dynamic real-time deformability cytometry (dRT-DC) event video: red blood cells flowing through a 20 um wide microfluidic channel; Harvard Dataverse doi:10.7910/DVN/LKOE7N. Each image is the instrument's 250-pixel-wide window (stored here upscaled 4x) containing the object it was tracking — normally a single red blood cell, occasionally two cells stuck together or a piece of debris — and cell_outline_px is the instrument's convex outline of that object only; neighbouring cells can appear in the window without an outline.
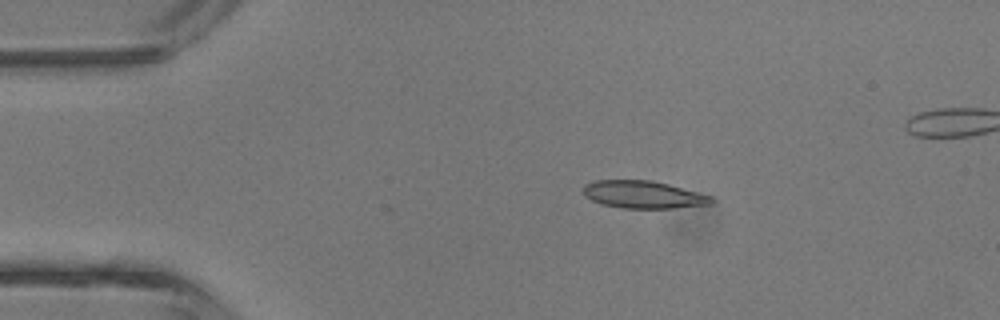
{"species": "common noctule bat (a hibernating species)", "species_latin": "Nyctalus noctula", "temperature_condition": "room temperature", "stored_images_in_passage": 3, "camera_frame_rate_fps": 3000, "um_per_image_px": 0.085, "animal": {"sex": "male", "body_mass_g": 13.3}, "frame": {"image": 1, "passage_image": 1, "time_ms": 0.0, "image_size_px": [1000, 320], "cell_outline_px": [[716, 200], [712, 204], [676, 208], [620, 208], [600, 204], [584, 196], [584, 184], [596, 180], [652, 180], [668, 184], [712, 196]], "centroid_in_image_um": [54.69, 16.54], "position_along_channel_um": 30.3, "area_um2": 20.69}}